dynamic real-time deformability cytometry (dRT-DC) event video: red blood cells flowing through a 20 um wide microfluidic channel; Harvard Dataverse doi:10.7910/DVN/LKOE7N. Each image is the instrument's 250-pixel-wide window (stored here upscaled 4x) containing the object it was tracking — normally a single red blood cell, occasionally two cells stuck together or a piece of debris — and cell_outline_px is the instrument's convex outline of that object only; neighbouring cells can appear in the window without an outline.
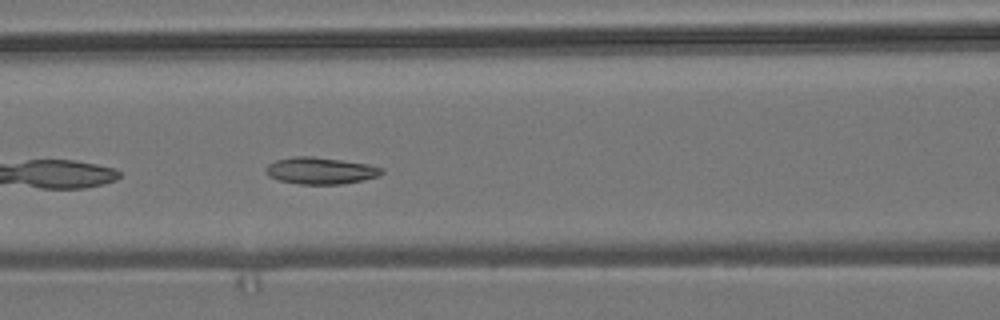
{"species": "common noctule bat (a hibernating species)", "species_latin": "Nyctalus noctula", "temperature_condition": "room temperature", "stored_images_in_passage": 14, "camera_frame_rate_fps": 3000, "um_per_image_px": 0.085, "animal": {"sex": "male", "body_mass_g": 19.2, "forearm_length_mm": 51.8}, "frame": {"image": 1, "passage_image": 8, "time_ms": 2.333, "image_size_px": [1000, 320], "cell_outline_px": [[384, 172], [380, 176], [364, 180], [344, 184], [300, 184], [280, 180], [268, 176], [264, 168], [268, 164], [276, 160], [292, 156], [312, 156], [368, 164], [384, 168]], "centroid_in_image_um": [27.26, 14.51], "position_along_channel_um": 139.3, "area_um2": 18.21}}
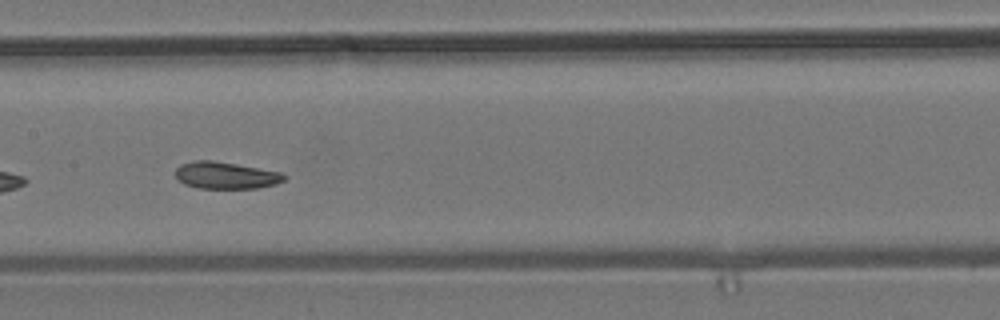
{"frame": {"image": 2, "passage_image": 12, "time_ms": 3.667, "image_size_px": [1000, 320], "cell_outline_px": [[288, 176], [284, 180], [276, 184], [256, 188], [200, 188], [184, 184], [176, 180], [176, 168], [180, 164], [192, 160], [212, 160], [284, 172]], "centroid_in_image_um": [19.2, 14.9], "position_along_channel_um": 188.2, "area_um2": 17.28}}